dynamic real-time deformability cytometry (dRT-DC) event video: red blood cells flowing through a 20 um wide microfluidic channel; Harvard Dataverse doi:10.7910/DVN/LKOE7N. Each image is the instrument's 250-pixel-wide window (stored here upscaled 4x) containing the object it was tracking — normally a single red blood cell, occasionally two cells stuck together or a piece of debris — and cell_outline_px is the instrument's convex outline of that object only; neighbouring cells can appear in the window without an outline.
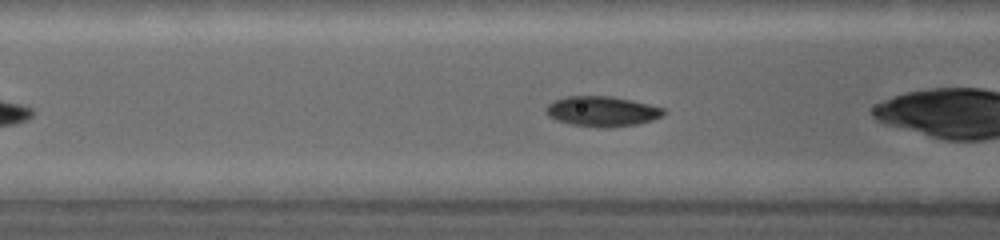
{"species": "common noctule bat (a hibernating species)", "species_latin": "Nyctalus noctula", "temperature_condition": "warm", "stored_images_in_passage": 40, "camera_frame_rate_fps": 5000, "um_per_image_px": 0.085, "animal": {"sex": "female", "body_mass_g": 19.0, "forearm_length_mm": 53.3}, "frame": {"image": 1, "passage_image": 7, "time_ms": 1.2, "image_size_px": [1000, 240], "cell_outline_px": [[668, 112], [664, 116], [652, 120], [636, 124], [608, 128], [596, 128], [568, 124], [556, 120], [548, 116], [544, 112], [548, 104], [556, 100], [568, 96], [608, 96], [648, 104], [664, 108]], "centroid_in_image_um": [51.17, 9.49], "position_along_channel_um": 115.4, "area_um2": 20.81}}